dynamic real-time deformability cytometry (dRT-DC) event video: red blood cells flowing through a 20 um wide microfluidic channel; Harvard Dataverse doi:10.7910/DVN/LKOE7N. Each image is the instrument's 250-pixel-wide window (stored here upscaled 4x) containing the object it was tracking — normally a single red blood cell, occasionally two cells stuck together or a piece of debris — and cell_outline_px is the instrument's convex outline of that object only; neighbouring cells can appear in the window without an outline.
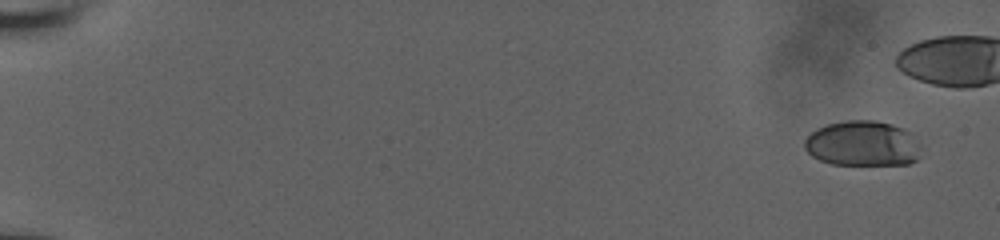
{"species": "human", "species_latin": "Homo sapiens", "temperature_condition": "room temperature", "stored_images_in_passage": 48, "camera_frame_rate_fps": 3000, "um_per_image_px": 0.085, "donor": {"sex": "male"}, "frame": {"image": 1, "passage_image": 1, "time_ms": 0.0, "image_size_px": [1000, 240], "cell_outline_px": [[920, 156], [916, 160], [908, 164], [832, 164], [820, 160], [812, 156], [804, 148], [804, 140], [816, 128], [828, 124], [844, 120], [876, 120], [892, 124], [904, 128], [912, 132], [920, 144]], "centroid_in_image_um": [73.35, 12.19], "position_along_channel_um": 11.7, "area_um2": 31.04}}
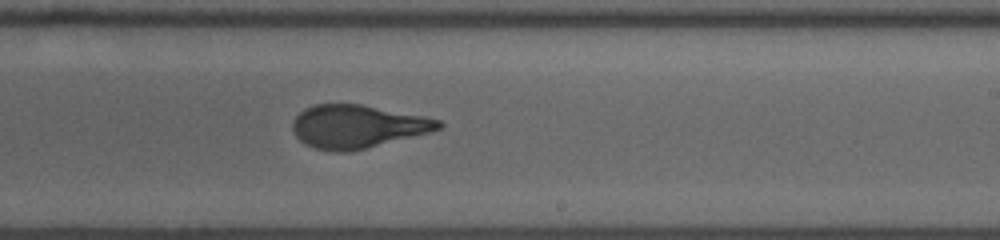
{"frame": {"image": 2, "passage_image": 35, "time_ms": 11.333, "image_size_px": [1000, 240], "cell_outline_px": [[444, 124], [440, 128], [428, 132], [348, 152], [332, 152], [316, 148], [304, 144], [296, 136], [292, 128], [292, 124], [296, 116], [304, 108], [316, 104], [360, 104], [424, 116], [440, 120]], "centroid_in_image_um": [30.33, 10.74], "position_along_channel_um": 258.7, "area_um2": 36.24}}
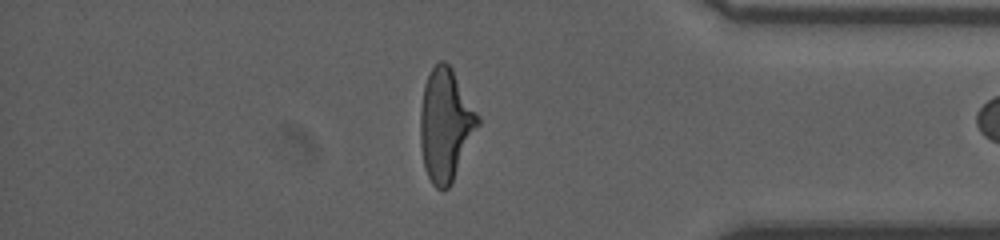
{"frame": {"image": 3, "passage_image": 47, "time_ms": 15.333, "image_size_px": [1000, 240], "cell_outline_px": [[480, 124], [452, 184], [444, 192], [436, 188], [432, 184], [424, 168], [420, 144], [420, 108], [424, 84], [432, 68], [440, 60], [444, 60], [452, 68], [480, 116]], "centroid_in_image_um": [37.87, 10.64], "position_along_channel_um": 397.3, "area_um2": 38.15}}